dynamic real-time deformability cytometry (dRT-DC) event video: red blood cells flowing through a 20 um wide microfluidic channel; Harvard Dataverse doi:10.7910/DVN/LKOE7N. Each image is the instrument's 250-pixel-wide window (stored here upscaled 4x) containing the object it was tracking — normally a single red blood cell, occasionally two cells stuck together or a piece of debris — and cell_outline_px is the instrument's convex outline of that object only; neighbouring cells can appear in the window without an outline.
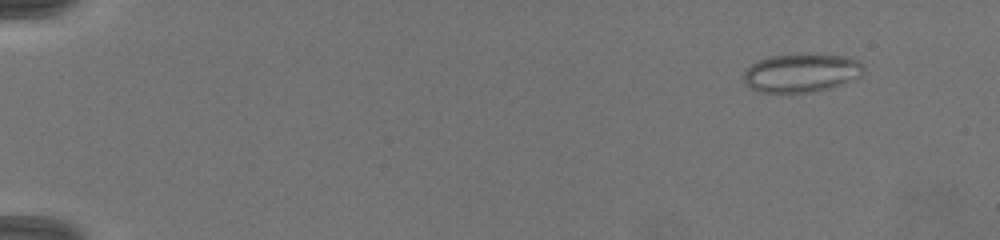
{"species": "common noctule bat (a hibernating species)", "species_latin": "Nyctalus noctula", "temperature_condition": "warm", "stored_images_in_passage": 18, "camera_frame_rate_fps": 3000, "um_per_image_px": 0.085, "animal": {"sex": "female", "body_mass_g": 19.5, "forearm_length_mm": 54.1}, "frame": {"image": 1, "passage_image": 3, "time_ms": 1.0, "image_size_px": [1000, 240], "cell_outline_px": [[864, 68], [860, 76], [828, 88], [812, 92], [760, 92], [752, 88], [744, 80], [744, 72], [752, 64], [768, 56], [812, 52], [844, 56], [860, 60]], "centroid_in_image_um": [68.13, 6.15], "position_along_channel_um": 16.9, "area_um2": 26.99}}
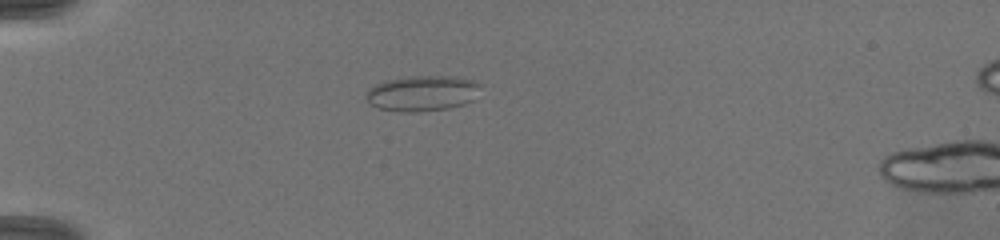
{"frame": {"image": 2, "passage_image": 16, "time_ms": 4.667, "image_size_px": [1000, 240], "cell_outline_px": [[480, 84], [472, 100], [464, 104], [448, 108], [416, 112], [400, 112], [376, 108], [364, 96], [368, 88], [384, 80], [412, 76], [456, 76], [472, 80]], "centroid_in_image_um": [35.84, 7.93], "position_along_channel_um": 49.2, "area_um2": 23.7}}